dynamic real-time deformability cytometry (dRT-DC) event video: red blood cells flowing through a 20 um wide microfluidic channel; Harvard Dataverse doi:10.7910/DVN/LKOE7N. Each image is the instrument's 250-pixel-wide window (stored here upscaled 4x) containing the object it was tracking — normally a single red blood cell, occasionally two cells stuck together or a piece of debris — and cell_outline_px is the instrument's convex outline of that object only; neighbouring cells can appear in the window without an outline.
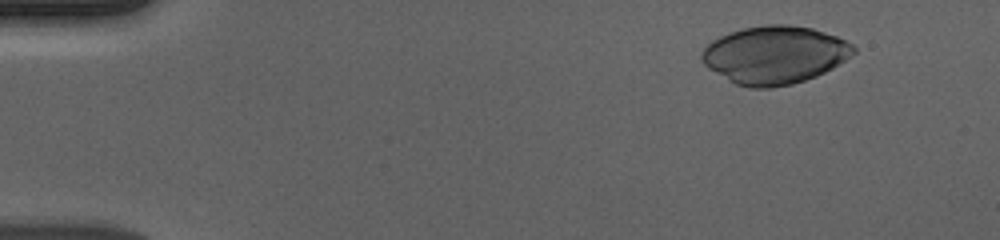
{"species": "human", "species_latin": "Homo sapiens", "temperature_condition": "cold", "stored_images_in_passage": 57, "segment_of_instrument_passage": [1, 2], "camera_frame_rate_fps": 3000, "um_per_image_px": 0.085, "donor": {"sex": "male"}, "frame": {"image": 1, "passage_image": 6, "time_ms": 1.667, "image_size_px": [1000, 240], "cell_outline_px": [[856, 52], [832, 68], [816, 76], [792, 84], [772, 88], [748, 88], [736, 84], [708, 68], [700, 60], [700, 56], [704, 48], [712, 40], [720, 36], [744, 28], [768, 24], [788, 24], [812, 28], [836, 36], [852, 44], [856, 48]], "centroid_in_image_um": [65.83, 4.67], "position_along_channel_um": 19.2, "area_um2": 51.04}}
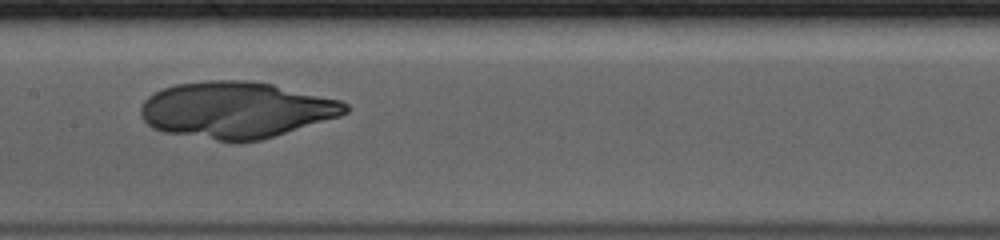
{"frame": {"image": 2, "passage_image": 29, "time_ms": 9.333, "image_size_px": [1000, 240], "cell_outline_px": [[348, 112], [340, 116], [260, 140], [216, 140], [164, 132], [152, 128], [140, 116], [140, 108], [144, 100], [148, 96], [164, 88], [176, 84], [208, 80], [248, 80], [272, 84], [340, 100], [348, 104]], "centroid_in_image_um": [20.05, 9.33], "position_along_channel_um": 187.4, "area_um2": 66.7}}
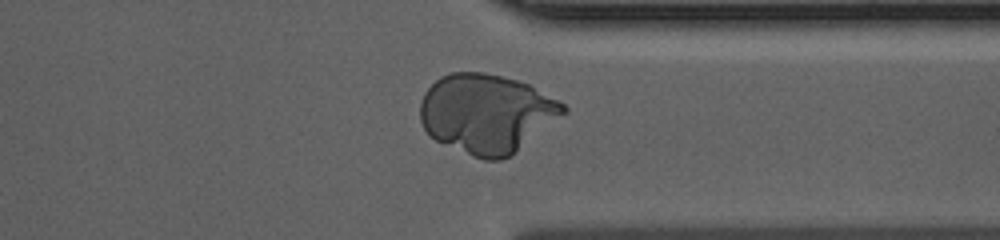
{"frame": {"image": 3, "passage_image": 44, "time_ms": 14.333, "image_size_px": [1000, 240], "cell_outline_px": [[568, 112], [512, 156], [500, 160], [484, 160], [472, 156], [436, 140], [424, 128], [420, 120], [420, 104], [424, 92], [440, 76], [452, 72], [484, 72], [516, 80], [528, 84], [564, 104], [568, 108]], "centroid_in_image_um": [41.38, 9.66], "position_along_channel_um": 370.0, "area_um2": 66.01}}